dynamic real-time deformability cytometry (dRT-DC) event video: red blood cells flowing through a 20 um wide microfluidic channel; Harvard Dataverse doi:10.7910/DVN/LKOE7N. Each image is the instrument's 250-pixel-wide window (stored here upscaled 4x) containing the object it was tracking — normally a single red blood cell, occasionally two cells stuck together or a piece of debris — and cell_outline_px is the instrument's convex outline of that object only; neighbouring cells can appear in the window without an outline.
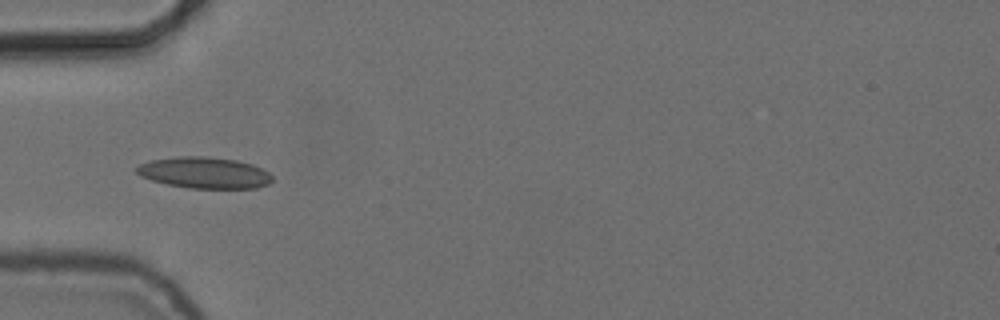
{"species": "common noctule bat (a hibernating species)", "species_latin": "Nyctalus noctula", "temperature_condition": "cold", "stored_images_in_passage": 15, "camera_frame_rate_fps": 3000, "um_per_image_px": 0.085, "animal": {"sex": "female", "body_mass_g": 24.6, "forearm_length_mm": 56.2}, "frame": {"image": 1, "passage_image": 3, "time_ms": 0.667, "image_size_px": [1000, 320], "cell_outline_px": [[272, 180], [268, 184], [256, 188], [188, 188], [168, 184], [152, 180], [140, 176], [136, 172], [136, 168], [140, 164], [152, 160], [176, 156], [204, 156], [236, 160], [252, 164], [268, 172], [272, 176]], "centroid_in_image_um": [17.37, 14.68], "position_along_channel_um": 67.6, "area_um2": 24.62}}
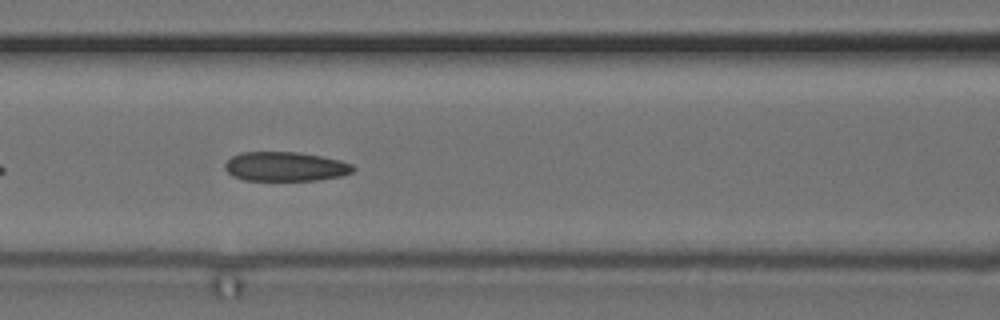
{"frame": {"image": 2, "passage_image": 9, "time_ms": 2.667, "image_size_px": [1000, 320], "cell_outline_px": [[356, 168], [352, 172], [340, 176], [316, 180], [244, 180], [232, 176], [224, 168], [224, 164], [232, 156], [240, 152], [300, 152], [340, 160], [352, 164]], "centroid_in_image_um": [24.24, 14.15], "position_along_channel_um": 142.4, "area_um2": 21.91}}
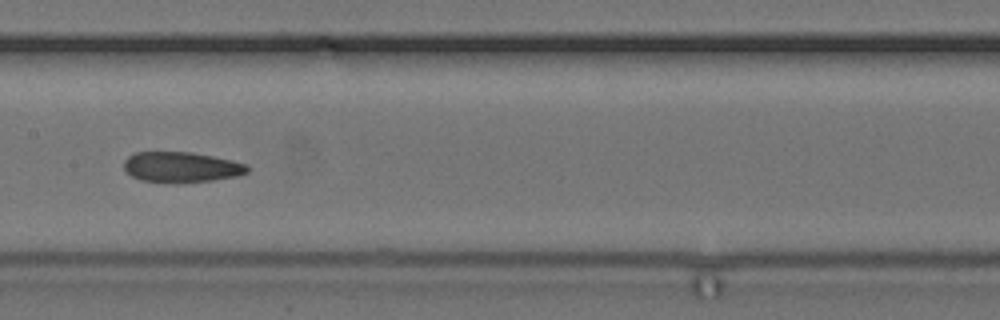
{"frame": {"image": 3, "passage_image": 13, "time_ms": 4.0, "image_size_px": [1000, 320], "cell_outline_px": [[248, 172], [236, 176], [212, 180], [180, 184], [140, 180], [132, 176], [124, 168], [124, 160], [128, 156], [136, 152], [192, 152], [232, 160], [248, 164]], "centroid_in_image_um": [15.41, 14.21], "position_along_channel_um": 192.0, "area_um2": 22.08}}